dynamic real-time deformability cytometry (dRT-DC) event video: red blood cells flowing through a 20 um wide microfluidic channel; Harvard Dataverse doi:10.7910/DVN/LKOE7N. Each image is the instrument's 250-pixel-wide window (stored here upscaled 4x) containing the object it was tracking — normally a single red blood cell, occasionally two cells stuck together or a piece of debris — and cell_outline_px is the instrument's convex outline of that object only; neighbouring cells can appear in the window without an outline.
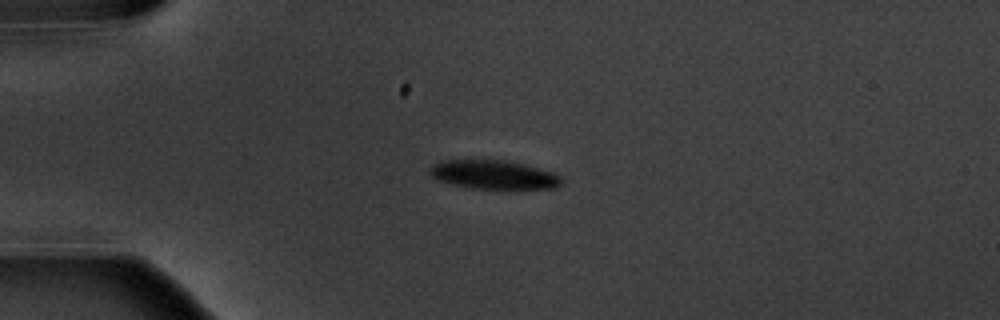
{"species": "common noctule bat (a hibernating species)", "species_latin": "Nyctalus noctula", "temperature_condition": "warm", "stored_images_in_passage": 2, "camera_frame_rate_fps": 3000, "um_per_image_px": 0.085, "animal": {"sex": "male", "body_mass_g": 20.1, "forearm_length_mm": 53.5}, "frame": {"image": 1, "passage_image": 1, "time_ms": 0.0, "image_size_px": [1000, 320], "cell_outline_px": [[564, 184], [556, 188], [512, 192], [504, 192], [472, 188], [440, 180], [432, 176], [428, 172], [428, 168], [432, 164], [444, 160], [504, 160], [524, 164], [556, 172], [564, 180]], "centroid_in_image_um": [42.11, 14.9], "position_along_channel_um": 42.9, "area_um2": 23.41}}